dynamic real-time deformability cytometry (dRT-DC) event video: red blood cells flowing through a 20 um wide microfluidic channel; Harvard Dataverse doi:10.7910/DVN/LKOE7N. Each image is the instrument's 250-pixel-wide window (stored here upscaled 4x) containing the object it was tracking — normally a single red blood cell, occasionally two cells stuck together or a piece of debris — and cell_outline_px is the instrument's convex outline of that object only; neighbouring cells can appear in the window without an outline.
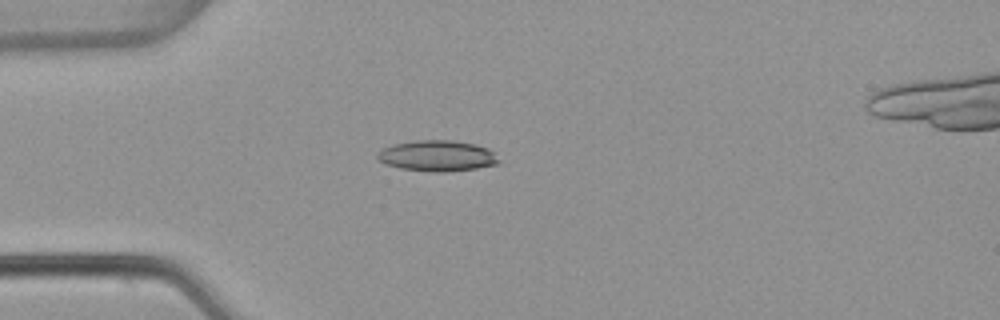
{"species": "common noctule bat (a hibernating species)", "species_latin": "Nyctalus noctula", "temperature_condition": "warm", "stored_images_in_passage": 3, "camera_frame_rate_fps": 3000, "um_per_image_px": 0.085, "animal": {"sex": "female", "body_mass_g": 22.7, "forearm_length_mm": 54.2}, "frame": {"image": 1, "passage_image": 2, "time_ms": 0.333, "image_size_px": [1000, 320], "cell_outline_px": [[500, 164], [476, 168], [444, 172], [436, 172], [400, 168], [384, 164], [376, 156], [376, 152], [392, 144], [416, 140], [452, 140], [476, 144], [488, 148], [500, 160]], "centroid_in_image_um": [37.16, 13.24], "position_along_channel_um": 47.8, "area_um2": 21.91}}